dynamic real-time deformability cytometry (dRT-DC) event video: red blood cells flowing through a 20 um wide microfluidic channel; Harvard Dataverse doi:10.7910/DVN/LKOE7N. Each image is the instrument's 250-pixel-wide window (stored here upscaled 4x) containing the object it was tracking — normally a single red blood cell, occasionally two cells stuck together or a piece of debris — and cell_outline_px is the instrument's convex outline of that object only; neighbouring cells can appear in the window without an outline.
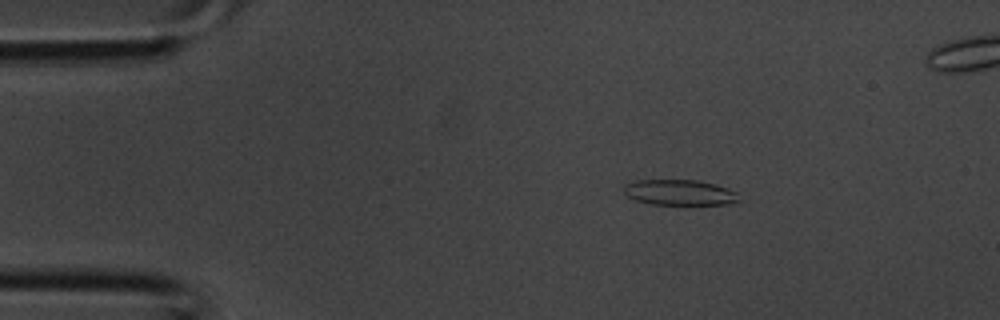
{"species": "common noctule bat (a hibernating species)", "species_latin": "Nyctalus noctula", "temperature_condition": "room temperature", "stored_images_in_passage": 34, "camera_frame_rate_fps": 3000, "um_per_image_px": 0.085, "animal": {"sex": "male", "body_mass_g": 20.1, "forearm_length_mm": 53.5}, "frame": {"image": 1, "passage_image": 2, "time_ms": 0.333, "image_size_px": [1000, 320], "cell_outline_px": [[740, 200], [728, 204], [652, 204], [636, 200], [628, 196], [624, 192], [624, 184], [636, 180], [696, 180], [728, 188], [736, 192]], "centroid_in_image_um": [57.75, 16.35], "position_along_channel_um": 27.3, "area_um2": 16.94}}
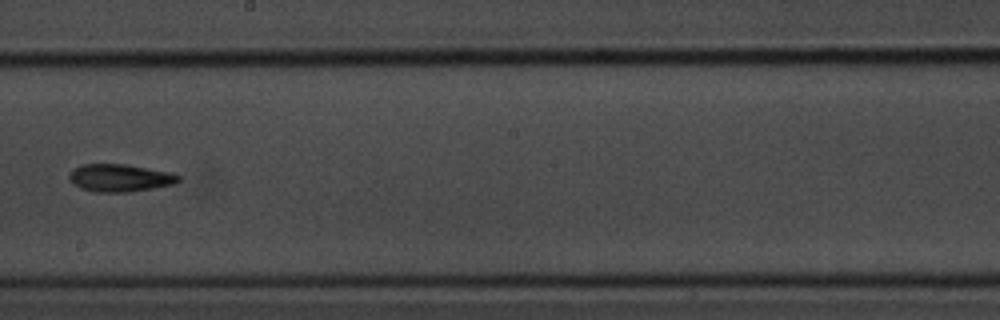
{"frame": {"image": 2, "passage_image": 17, "time_ms": 5.333, "image_size_px": [1000, 320], "cell_outline_px": [[180, 180], [176, 184], [128, 192], [96, 192], [80, 188], [72, 184], [68, 176], [72, 168], [84, 164], [124, 164], [172, 172], [180, 176]], "centroid_in_image_um": [10.18, 15.12], "position_along_channel_um": 238.0, "area_um2": 17.69}}
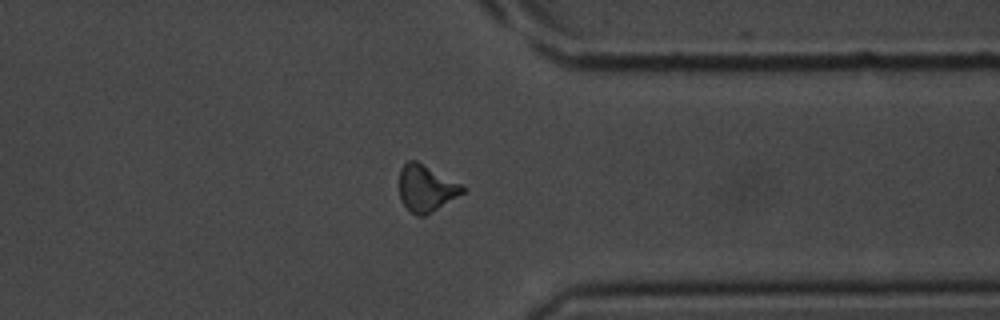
{"frame": {"image": 3, "passage_image": 25, "time_ms": 8.0, "image_size_px": [1000, 320], "cell_outline_px": [[468, 188], [464, 192], [424, 216], [420, 216], [412, 212], [400, 200], [400, 168], [408, 160], [416, 160]], "centroid_in_image_um": [36.21, 15.98], "position_along_channel_um": 375.2, "area_um2": 16.82}}